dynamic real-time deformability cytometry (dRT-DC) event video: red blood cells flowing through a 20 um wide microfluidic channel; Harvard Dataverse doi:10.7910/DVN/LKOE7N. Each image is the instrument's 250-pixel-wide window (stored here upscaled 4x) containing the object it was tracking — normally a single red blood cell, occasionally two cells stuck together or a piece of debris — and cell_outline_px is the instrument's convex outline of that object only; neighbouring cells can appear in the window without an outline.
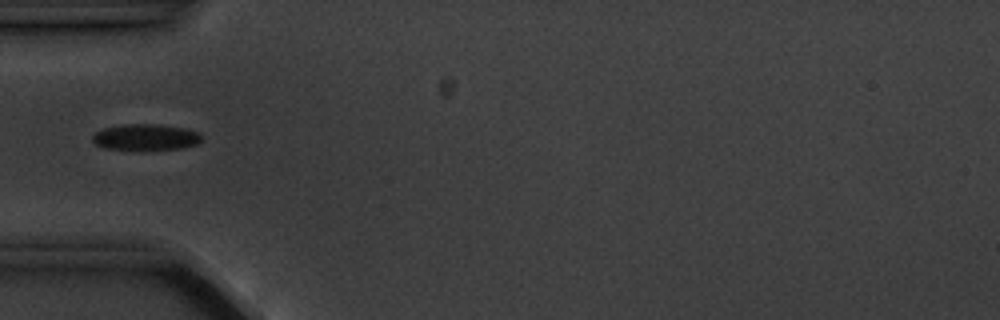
{"species": "common noctule bat (a hibernating species)", "species_latin": "Nyctalus noctula", "temperature_condition": "cold", "stored_images_in_passage": 15, "camera_frame_rate_fps": 3000, "um_per_image_px": 0.085, "animal": {"sex": "male", "body_mass_g": 20.1, "forearm_length_mm": 53.5}, "frame": {"image": 1, "passage_image": 5, "time_ms": 5.333, "image_size_px": [1000, 320], "cell_outline_px": [[200, 140], [196, 144], [180, 148], [104, 148], [96, 144], [92, 140], [92, 136], [100, 128], [120, 124], [160, 124], [184, 128], [196, 132], [200, 136]], "centroid_in_image_um": [12.31, 11.61], "position_along_channel_um": 72.7, "area_um2": 16.13}}
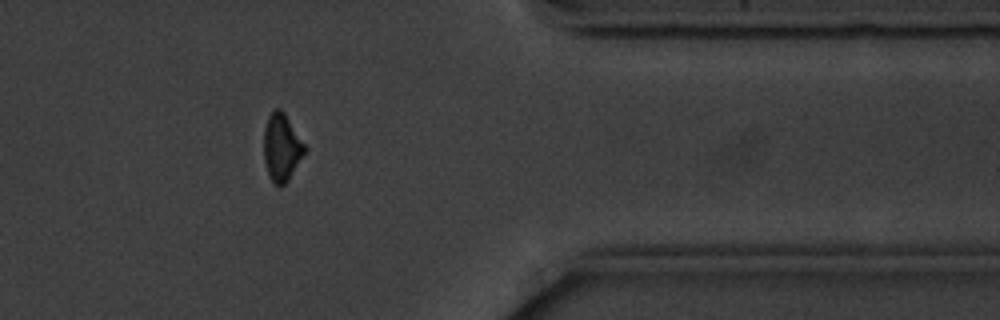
{"frame": {"image": 2, "passage_image": 13, "time_ms": 14.667, "image_size_px": [1000, 320], "cell_outline_px": [[304, 152], [288, 180], [284, 184], [272, 184], [264, 160], [264, 128], [268, 116], [276, 108], [280, 108], [284, 112], [304, 144]], "centroid_in_image_um": [23.9, 12.51], "position_along_channel_um": 387.5, "area_um2": 15.55}}
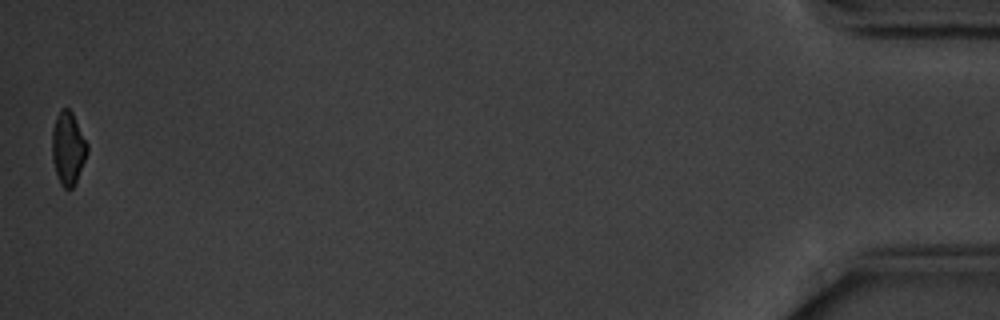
{"frame": {"image": 3, "passage_image": 15, "time_ms": 18.0, "image_size_px": [1000, 320], "cell_outline_px": [[88, 152], [76, 184], [72, 188], [64, 188], [60, 184], [52, 160], [52, 128], [56, 116], [60, 108], [68, 108], [72, 112], [88, 144]], "centroid_in_image_um": [5.78, 12.6], "position_along_channel_um": 429.4, "area_um2": 15.14}, "authors_computed_cell_mechanics": {"area_um2": 16.5308, "velocity_mm_per_s": 3.5701, "shape_relaxation_time_tau1_ms": 2.628, "shape_relaxation_time_tau2_ms": null, "deformation_change_tau1": 0.0917, "deformation_change_tau2": null}}